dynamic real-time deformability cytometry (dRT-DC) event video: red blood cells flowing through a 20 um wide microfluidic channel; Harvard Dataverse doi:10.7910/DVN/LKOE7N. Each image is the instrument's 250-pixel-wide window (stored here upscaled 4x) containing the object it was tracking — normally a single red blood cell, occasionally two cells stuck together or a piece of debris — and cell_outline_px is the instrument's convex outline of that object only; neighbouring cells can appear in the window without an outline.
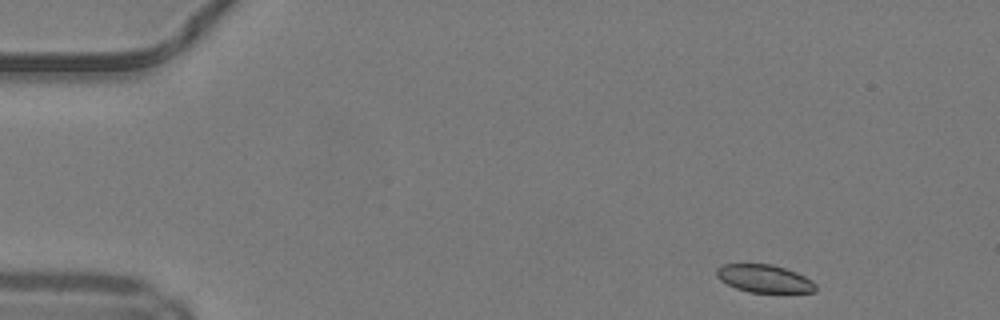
{"species": "common noctule bat (a hibernating species)", "species_latin": "Nyctalus noctula", "temperature_condition": "warm", "stored_images_in_passage": 44, "camera_frame_rate_fps": 3000, "um_per_image_px": 0.085, "animal": {"sex": "male", "body_mass_g": 19.2, "forearm_length_mm": 51.8}, "frame": {"image": 1, "passage_image": 1, "time_ms": 0.0, "image_size_px": [1000, 320], "cell_outline_px": [[816, 292], [748, 292], [736, 288], [720, 280], [716, 276], [716, 268], [724, 264], [772, 264], [796, 272], [812, 280], [816, 284]], "centroid_in_image_um": [64.96, 23.68], "position_along_channel_um": 20.0, "area_um2": 16.01}}
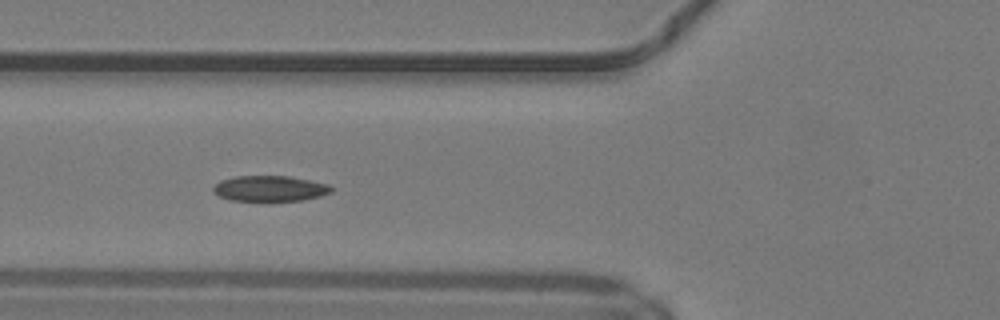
{"frame": {"image": 2, "passage_image": 14, "time_ms": 4.333, "image_size_px": [1000, 320], "cell_outline_px": [[332, 192], [320, 196], [304, 200], [268, 204], [232, 200], [220, 196], [212, 192], [212, 188], [220, 180], [236, 176], [288, 176], [328, 184], [332, 188]], "centroid_in_image_um": [22.92, 16.08], "position_along_channel_um": 102.9, "area_um2": 18.44}}
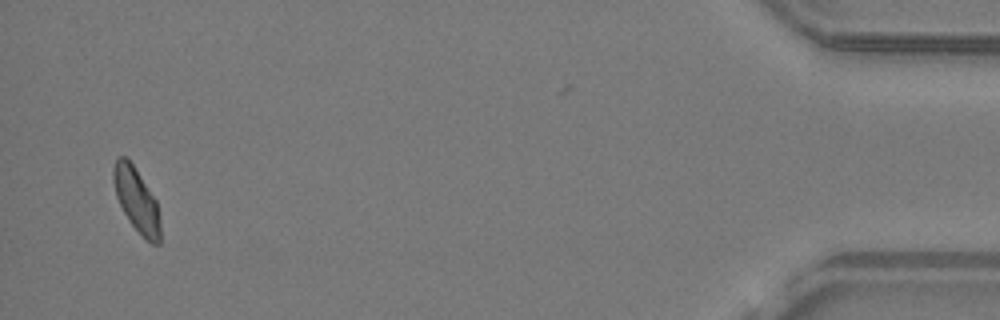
{"frame": {"image": 3, "passage_image": 43, "time_ms": 14.0, "image_size_px": [1000, 320], "cell_outline_px": [[160, 244], [152, 244], [128, 220], [116, 196], [112, 180], [112, 168], [116, 160], [120, 156], [124, 156], [132, 164], [156, 200], [160, 220]], "centroid_in_image_um": [11.59, 16.99], "position_along_channel_um": 423.6, "area_um2": 17.11}, "authors_computed_cell_mechanics": {"area_um2": 17.7157, "velocity_mm_per_s": 4.1852, "shape_relaxation_time_tau1_ms": null, "shape_relaxation_time_tau2_ms": 2.7415, "deformation_change_tau1": null, "deformation_change_tau2": 0.0776}}